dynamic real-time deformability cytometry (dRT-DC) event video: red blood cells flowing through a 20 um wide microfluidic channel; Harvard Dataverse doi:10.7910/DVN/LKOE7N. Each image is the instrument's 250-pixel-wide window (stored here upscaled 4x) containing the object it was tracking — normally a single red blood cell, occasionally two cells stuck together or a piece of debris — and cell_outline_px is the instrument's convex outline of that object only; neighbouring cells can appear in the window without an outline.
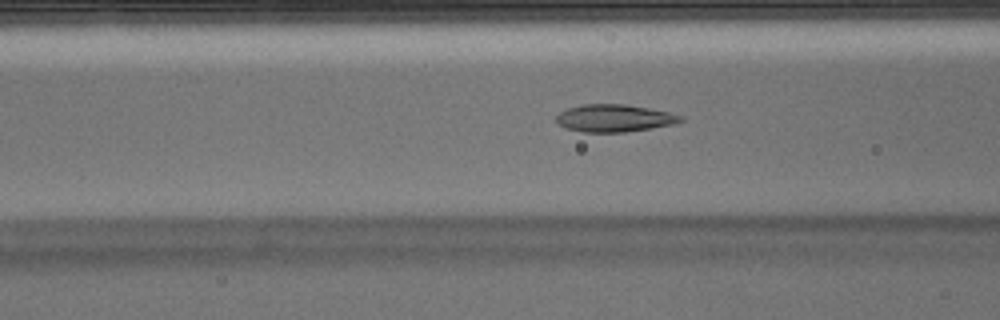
{"species": "Egyptian fruit bat (a non-hibernating species)", "species_latin": "Rousettus aegyptiacus", "temperature_condition": "warm", "stored_images_in_passage": 49, "camera_frame_rate_fps": 3000, "um_per_image_px": 0.085, "animal": {"sex": "male"}, "frame": {"image": 1, "passage_image": 18, "time_ms": 5.667, "image_size_px": [1000, 320], "cell_outline_px": [[684, 120], [676, 124], [624, 132], [584, 132], [564, 128], [556, 124], [556, 116], [560, 112], [568, 108], [584, 104], [624, 104], [648, 108], [668, 112], [680, 116]], "centroid_in_image_um": [52.17, 10.05], "position_along_channel_um": 114.4, "area_um2": 19.83}}
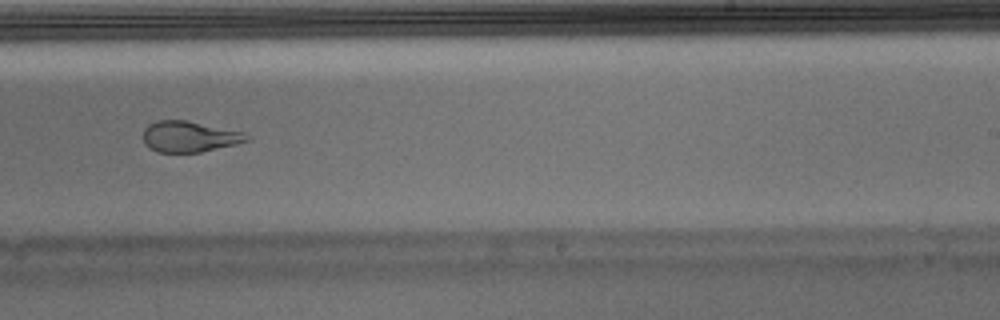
{"frame": {"image": 2, "passage_image": 30, "time_ms": 9.667, "image_size_px": [1000, 320], "cell_outline_px": [[252, 140], [236, 144], [200, 152], [156, 152], [144, 144], [144, 128], [148, 124], [156, 120], [184, 120], [240, 132], [252, 136]], "centroid_in_image_um": [16.08, 11.62], "position_along_channel_um": 272.9, "area_um2": 18.5}}
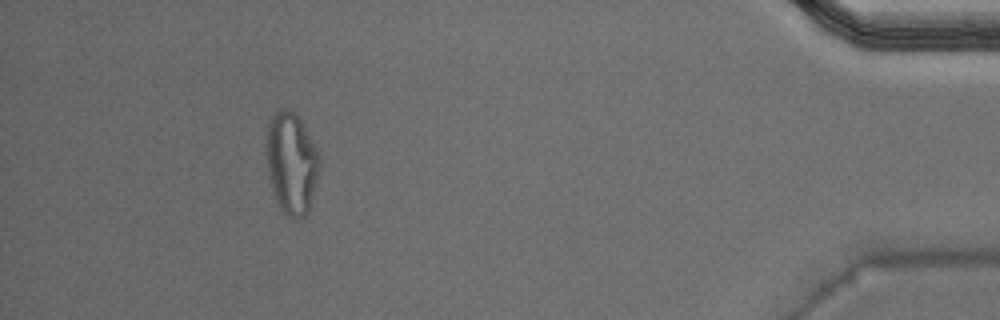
{"frame": {"image": 3, "passage_image": 45, "time_ms": 14.667, "image_size_px": [1000, 320], "cell_outline_px": [[320, 168], [308, 212], [304, 216], [296, 220], [288, 216], [276, 204], [268, 176], [268, 128], [272, 116], [276, 108], [288, 108], [300, 120], [320, 156]], "centroid_in_image_um": [24.79, 13.91], "position_along_channel_um": 410.4, "area_um2": 31.1}, "authors_computed_cell_mechanics": {"area_um2": 20.7502, "velocity_mm_per_s": 3.9583, "shape_relaxation_time_tau1_ms": 7.9965, "shape_relaxation_time_tau2_ms": 1.2834, "deformation_change_tau1": 0.2852, "deformation_change_tau2": 0.0903}}